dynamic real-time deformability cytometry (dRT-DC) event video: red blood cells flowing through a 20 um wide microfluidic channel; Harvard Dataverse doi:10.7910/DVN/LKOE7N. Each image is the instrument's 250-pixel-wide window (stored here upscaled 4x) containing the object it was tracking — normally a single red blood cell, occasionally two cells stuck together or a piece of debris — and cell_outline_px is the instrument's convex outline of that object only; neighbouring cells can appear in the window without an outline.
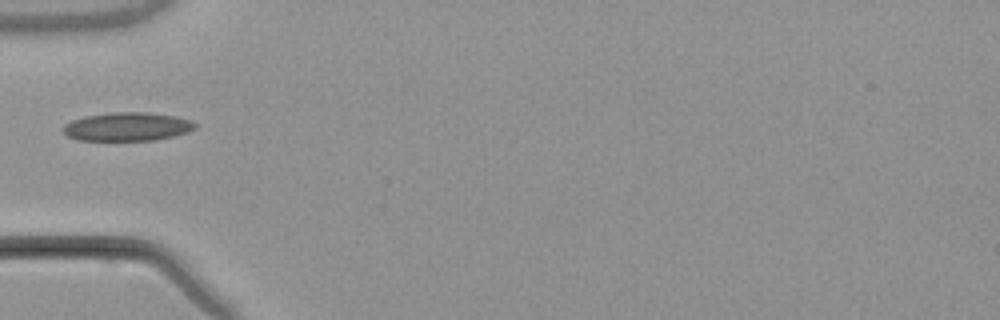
{"species": "common noctule bat (a hibernating species)", "species_latin": "Nyctalus noctula", "temperature_condition": "warm", "stored_images_in_passage": 6, "camera_frame_rate_fps": 3000, "um_per_image_px": 0.085, "animal": {"sex": "male", "body_mass_g": 21.5, "forearm_length_mm": 52.0}, "frame": {"image": 1, "passage_image": 6, "time_ms": 6.667, "image_size_px": [1000, 320], "cell_outline_px": [[196, 128], [188, 132], [172, 136], [152, 140], [80, 140], [68, 136], [60, 128], [64, 124], [72, 120], [84, 116], [112, 112], [148, 112], [176, 116], [188, 120], [196, 124]], "centroid_in_image_um": [10.79, 10.76], "position_along_channel_um": 74.2, "area_um2": 21.91}}